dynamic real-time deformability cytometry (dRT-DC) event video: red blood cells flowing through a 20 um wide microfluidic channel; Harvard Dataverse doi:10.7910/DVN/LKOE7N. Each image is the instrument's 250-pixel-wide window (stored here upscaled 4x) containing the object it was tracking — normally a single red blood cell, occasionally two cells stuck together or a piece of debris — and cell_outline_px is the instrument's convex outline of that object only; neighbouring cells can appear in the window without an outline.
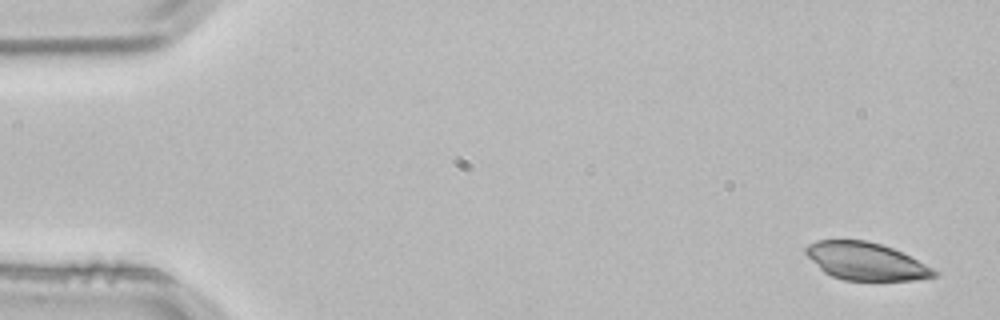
{"species": "common noctule bat (a hibernating species)", "species_latin": "Nyctalus noctula", "temperature_condition": "room temperature", "stored_images_in_passage": 3, "camera_frame_rate_fps": 3000, "um_per_image_px": 0.085, "animal": {"sex": "male", "body_mass_g": 21.5, "forearm_length_mm": 52.0}, "frame": {"image": 1, "passage_image": 1, "time_ms": 0.0, "image_size_px": [1000, 320], "cell_outline_px": [[940, 276], [912, 280], [844, 280], [832, 276], [824, 272], [804, 252], [804, 248], [808, 244], [816, 240], [864, 240], [880, 244], [892, 248], [940, 272]], "centroid_in_image_um": [73.59, 22.21], "position_along_channel_um": 11.4, "area_um2": 27.8}}